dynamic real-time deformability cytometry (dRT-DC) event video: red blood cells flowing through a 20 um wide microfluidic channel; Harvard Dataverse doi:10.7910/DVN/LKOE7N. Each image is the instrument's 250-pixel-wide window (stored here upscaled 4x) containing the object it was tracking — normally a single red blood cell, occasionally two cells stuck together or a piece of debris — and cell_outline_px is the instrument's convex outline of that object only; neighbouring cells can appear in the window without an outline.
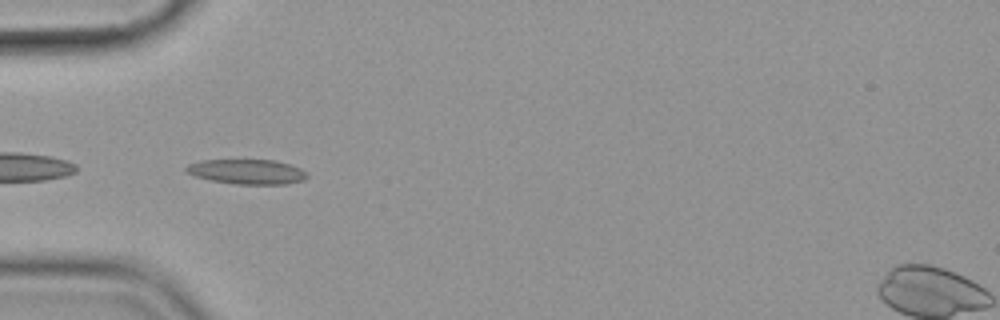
{"species": "common noctule bat (a hibernating species)", "species_latin": "Nyctalus noctula", "temperature_condition": "cold", "stored_images_in_passage": 40, "camera_frame_rate_fps": 3000, "um_per_image_px": 0.085, "animal": {"sex": "female", "body_mass_g": 19.9}, "frame": {"image": 1, "passage_image": 2, "time_ms": 0.333, "image_size_px": [1000, 320], "cell_outline_px": [[308, 176], [304, 180], [284, 184], [236, 184], [212, 180], [196, 176], [188, 172], [184, 168], [188, 164], [200, 160], [276, 160], [300, 168], [308, 172]], "centroid_in_image_um": [21.02, 14.59], "position_along_channel_um": 64.0, "area_um2": 17.4}}
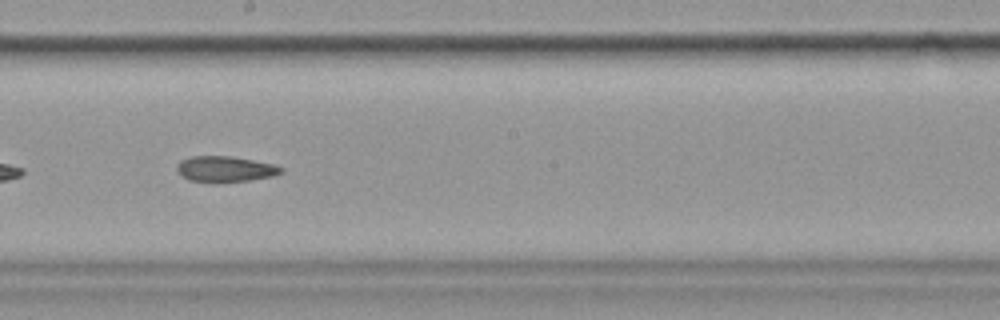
{"frame": {"image": 2, "passage_image": 16, "time_ms": 5.0, "image_size_px": [1000, 320], "cell_outline_px": [[284, 172], [272, 176], [248, 180], [216, 184], [188, 180], [176, 168], [180, 160], [188, 156], [228, 156], [252, 160], [272, 164], [284, 168]], "centroid_in_image_um": [19.12, 14.39], "position_along_channel_um": 229.1, "area_um2": 15.78}}
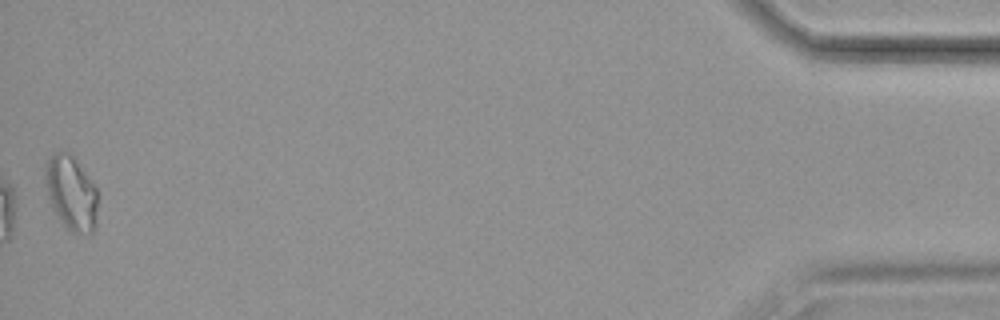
{"frame": {"image": 3, "passage_image": 40, "time_ms": 13.0, "image_size_px": [1000, 320], "cell_outline_px": [[96, 224], [92, 232], [88, 236], [72, 232], [64, 224], [52, 208], [48, 200], [44, 184], [44, 164], [56, 152], [68, 152], [76, 160], [96, 188]], "centroid_in_image_um": [6.01, 16.42], "position_along_channel_um": 429.2, "area_um2": 22.72}, "authors_computed_cell_mechanics": {"area_um2": 16.2129, "velocity_mm_per_s": 3.577, "shape_relaxation_time_tau1_ms": null, "shape_relaxation_time_tau2_ms": 4.4099, "deformation_change_tau1": null, "deformation_change_tau2": 0.1187}}